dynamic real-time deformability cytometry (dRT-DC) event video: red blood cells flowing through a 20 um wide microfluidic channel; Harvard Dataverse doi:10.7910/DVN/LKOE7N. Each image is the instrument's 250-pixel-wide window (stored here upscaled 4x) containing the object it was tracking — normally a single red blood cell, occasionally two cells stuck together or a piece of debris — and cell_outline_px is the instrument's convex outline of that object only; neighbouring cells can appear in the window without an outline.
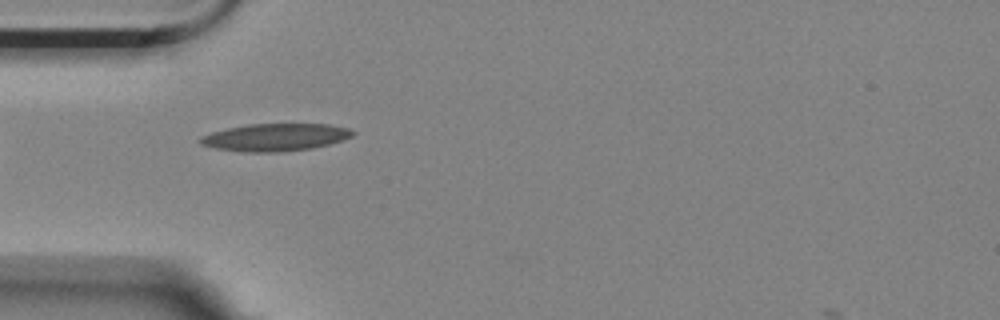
{"species": "Egyptian fruit bat (a non-hibernating species)", "species_latin": "Rousettus aegyptiacus", "temperature_condition": "room temperature", "stored_images_in_passage": 8, "camera_frame_rate_fps": 3000, "um_per_image_px": 0.085, "animal": {"sex": "female"}, "frame": {"image": 1, "passage_image": 5, "time_ms": 1.333, "image_size_px": [1000, 320], "cell_outline_px": [[356, 132], [352, 136], [344, 140], [312, 148], [280, 152], [244, 152], [216, 148], [200, 144], [196, 140], [200, 136], [212, 132], [228, 128], [248, 124], [328, 124], [348, 128]], "centroid_in_image_um": [23.38, 11.67], "position_along_channel_um": 61.6, "area_um2": 24.45}}
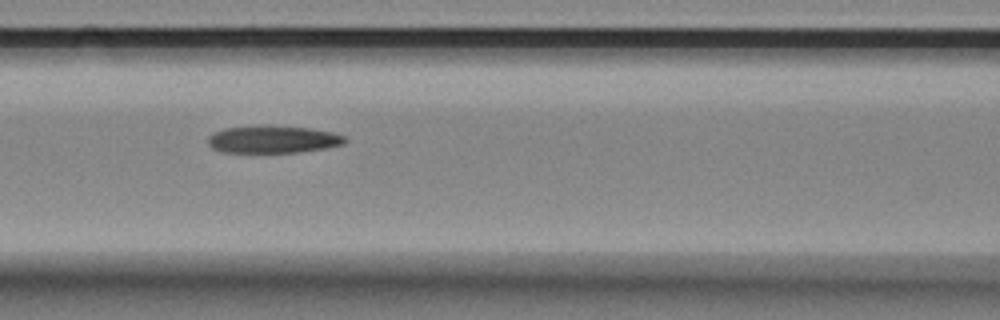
{"frame": {"image": 2, "passage_image": 7, "time_ms": 2.0, "image_size_px": [1000, 320], "cell_outline_px": [[348, 140], [344, 144], [324, 148], [296, 152], [220, 152], [212, 148], [208, 144], [208, 136], [212, 132], [224, 128], [260, 124], [308, 128], [332, 132], [344, 136]], "centroid_in_image_um": [23.14, 11.83], "position_along_channel_um": 143.5, "area_um2": 22.14}}
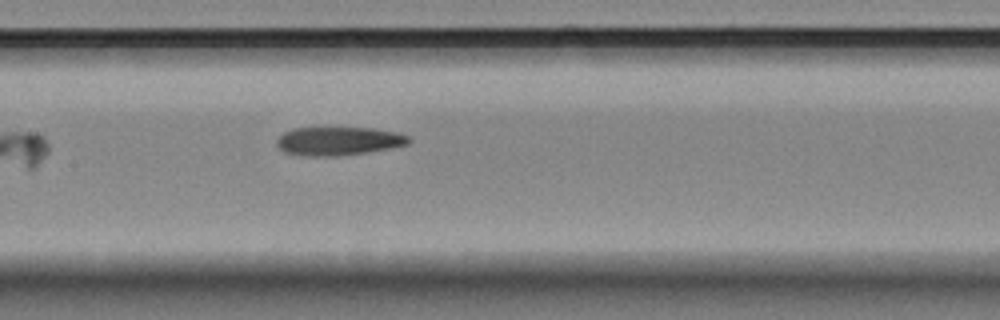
{"frame": {"image": 3, "passage_image": 8, "time_ms": 2.333, "image_size_px": [1000, 320], "cell_outline_px": [[412, 140], [408, 144], [392, 148], [336, 156], [304, 156], [284, 152], [276, 144], [276, 140], [284, 132], [292, 128], [372, 128], [400, 132], [408, 136]], "centroid_in_image_um": [28.79, 11.98], "position_along_channel_um": 178.6, "area_um2": 21.96}}